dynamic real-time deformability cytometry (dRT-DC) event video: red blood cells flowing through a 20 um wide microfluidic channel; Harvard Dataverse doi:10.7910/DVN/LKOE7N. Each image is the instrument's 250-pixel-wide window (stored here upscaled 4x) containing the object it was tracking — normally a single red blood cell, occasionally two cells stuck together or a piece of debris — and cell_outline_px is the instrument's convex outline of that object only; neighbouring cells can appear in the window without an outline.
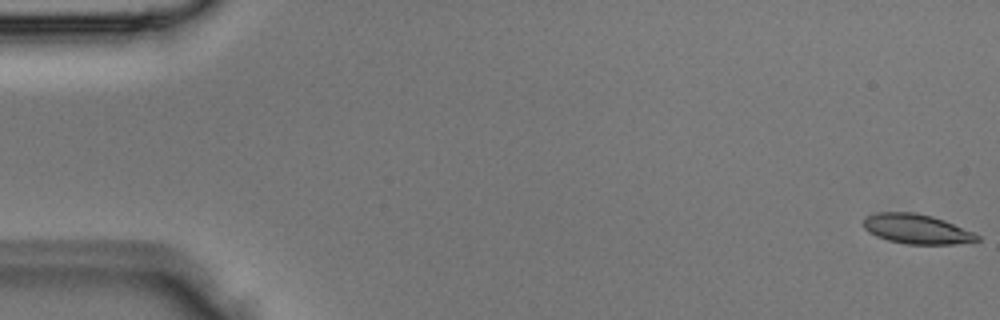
{"species": "Egyptian fruit bat (a non-hibernating species)", "species_latin": "Rousettus aegyptiacus", "temperature_condition": "room temperature", "stored_images_in_passage": 5, "camera_frame_rate_fps": 3000, "um_per_image_px": 0.085, "animal": {"sex": "male"}, "frame": {"image": 1, "passage_image": 1, "time_ms": 0.0, "image_size_px": [1000, 320], "cell_outline_px": [[980, 240], [952, 244], [908, 244], [888, 240], [876, 236], [868, 232], [860, 224], [868, 216], [876, 212], [912, 212], [932, 216], [944, 220], [972, 232], [980, 236]], "centroid_in_image_um": [77.86, 19.46], "position_along_channel_um": 7.1, "area_um2": 19.54}}
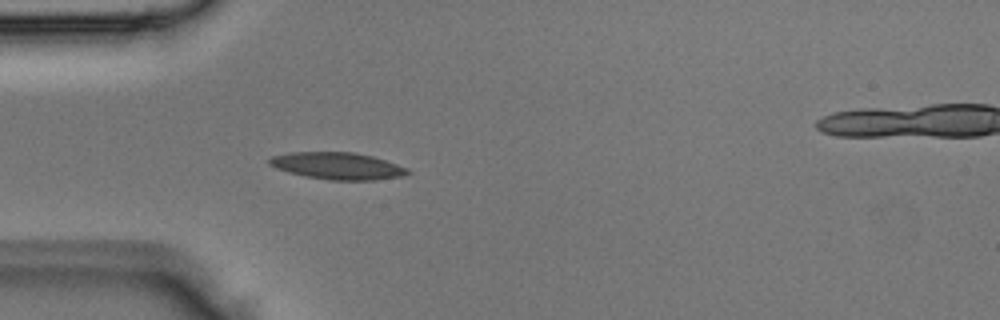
{"frame": {"image": 2, "passage_image": 4, "time_ms": 1.0, "image_size_px": [1000, 320], "cell_outline_px": [[412, 172], [404, 176], [376, 180], [332, 180], [308, 176], [276, 168], [268, 164], [268, 160], [272, 156], [288, 152], [352, 152], [372, 156], [408, 168]], "centroid_in_image_um": [28.72, 14.09], "position_along_channel_um": 56.3, "area_um2": 21.56}}